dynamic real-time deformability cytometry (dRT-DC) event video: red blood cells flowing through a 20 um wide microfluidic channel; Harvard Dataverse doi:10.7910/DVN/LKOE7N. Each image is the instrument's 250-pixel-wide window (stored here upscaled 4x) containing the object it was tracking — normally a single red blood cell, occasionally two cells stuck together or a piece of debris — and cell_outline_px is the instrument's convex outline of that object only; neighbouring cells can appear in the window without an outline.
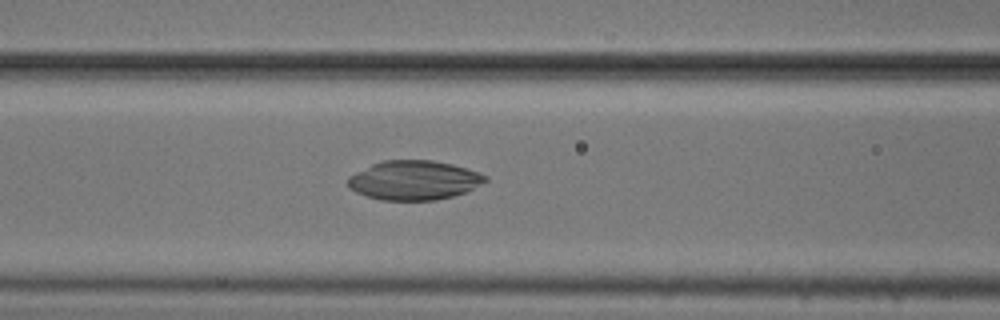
{"species": "common noctule bat (a hibernating species)", "species_latin": "Nyctalus noctula", "temperature_condition": "cold", "stored_images_in_passage": 54, "camera_frame_rate_fps": 3000, "um_per_image_px": 0.085, "animal": {"sex": "male", "body_mass_g": 20.5, "forearm_length_mm": 52.5}, "frame": {"image": 1, "passage_image": 22, "time_ms": 7.0, "image_size_px": [1000, 320], "cell_outline_px": [[488, 180], [464, 192], [452, 196], [436, 200], [380, 200], [356, 192], [348, 188], [348, 176], [372, 164], [384, 160], [432, 160], [452, 164], [488, 176]], "centroid_in_image_um": [35.16, 15.32], "position_along_channel_um": 131.4, "area_um2": 31.21}}
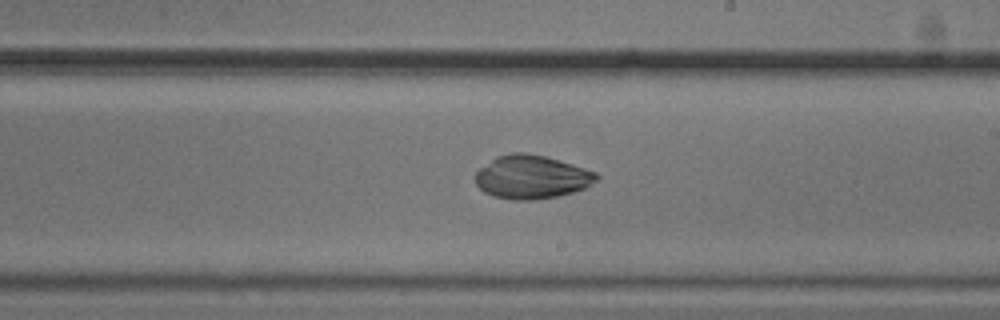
{"frame": {"image": 2, "passage_image": 31, "time_ms": 10.0, "image_size_px": [1000, 320], "cell_outline_px": [[600, 176], [596, 180], [584, 188], [572, 192], [556, 196], [536, 200], [512, 200], [492, 196], [484, 192], [476, 184], [476, 172], [480, 168], [496, 156], [512, 152], [528, 152], [544, 156], [572, 164], [596, 172]], "centroid_in_image_um": [45.16, 15.04], "position_along_channel_um": 243.8, "area_um2": 30.63}}
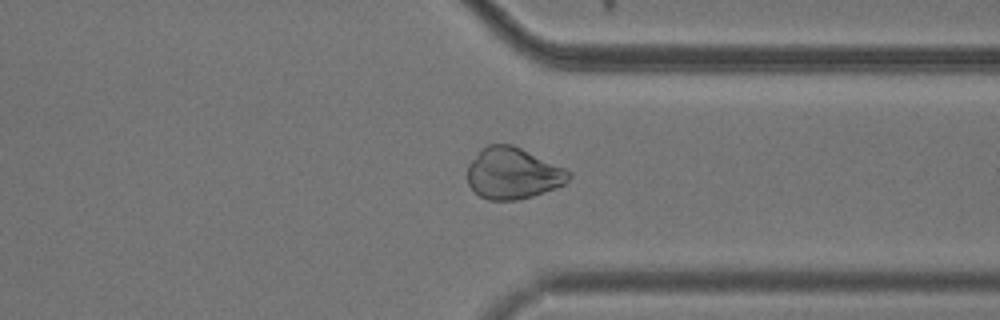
{"frame": {"image": 3, "passage_image": 41, "time_ms": 13.333, "image_size_px": [1000, 320], "cell_outline_px": [[572, 176], [564, 184], [532, 196], [516, 200], [488, 200], [480, 196], [468, 184], [468, 164], [488, 144], [512, 144], [564, 168], [572, 172]], "centroid_in_image_um": [43.6, 14.74], "position_along_channel_um": 367.8, "area_um2": 29.94}}